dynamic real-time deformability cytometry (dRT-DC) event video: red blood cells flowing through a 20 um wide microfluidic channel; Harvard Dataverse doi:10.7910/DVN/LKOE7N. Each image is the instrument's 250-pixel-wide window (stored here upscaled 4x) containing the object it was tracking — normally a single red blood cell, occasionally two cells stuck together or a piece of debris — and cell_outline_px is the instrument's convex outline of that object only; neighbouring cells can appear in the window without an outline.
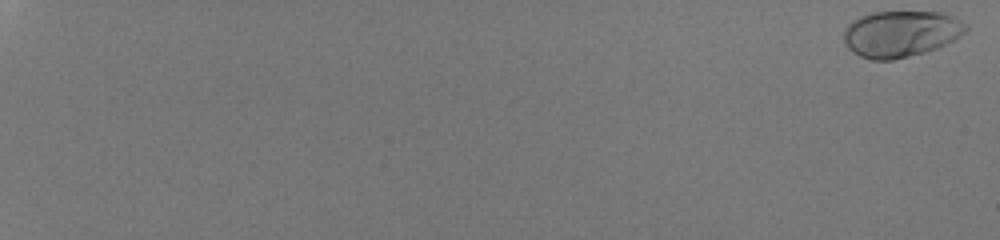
{"species": "human", "species_latin": "Homo sapiens", "temperature_condition": "room temperature", "stored_images_in_passage": 56, "camera_frame_rate_fps": 3000, "um_per_image_px": 0.085, "donor": {"sex": "male"}, "frame": {"image": 1, "passage_image": 1, "time_ms": 0.0, "image_size_px": [1000, 240], "cell_outline_px": [[968, 28], [964, 32], [952, 40], [936, 48], [924, 52], [892, 60], [872, 60], [860, 56], [852, 52], [848, 48], [844, 40], [844, 28], [852, 20], [860, 16], [872, 12], [940, 12], [952, 16], [964, 24]], "centroid_in_image_um": [76.5, 2.87], "position_along_channel_um": 8.5, "area_um2": 32.66}}
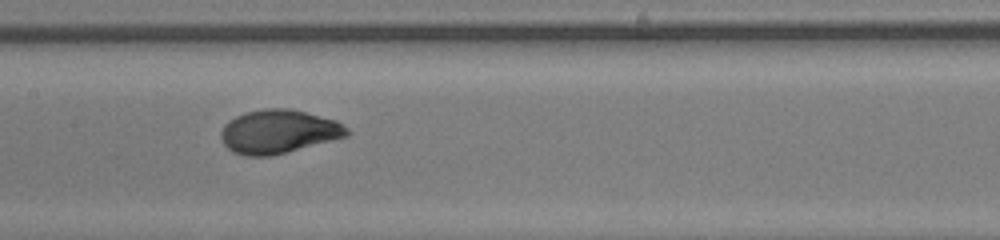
{"frame": {"image": 2, "passage_image": 34, "time_ms": 11.0, "image_size_px": [1000, 240], "cell_outline_px": [[348, 136], [268, 156], [244, 156], [232, 152], [224, 144], [220, 136], [220, 132], [224, 124], [228, 120], [244, 112], [268, 108], [288, 108], [336, 120], [348, 128]], "centroid_in_image_um": [23.63, 11.18], "position_along_channel_um": 183.8, "area_um2": 31.79}}
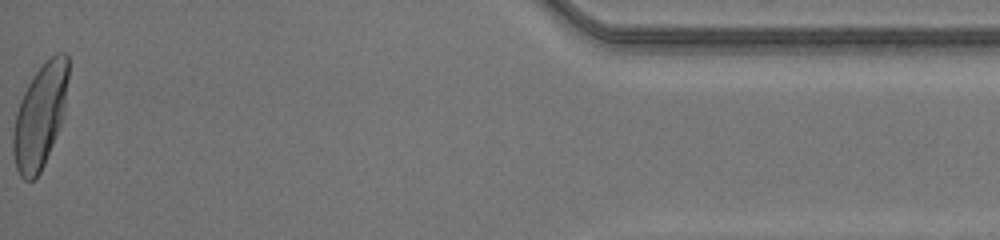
{"frame": {"image": 3, "passage_image": 56, "time_ms": 18.333, "image_size_px": [1000, 240], "cell_outline_px": [[68, 76], [64, 108], [60, 124], [44, 164], [40, 172], [32, 180], [24, 180], [20, 176], [16, 168], [12, 152], [12, 136], [16, 112], [20, 100], [28, 84], [36, 72], [56, 52], [64, 52], [68, 56]], "centroid_in_image_um": [3.38, 9.87], "position_along_channel_um": 431.8, "area_um2": 32.83}, "authors_computed_cell_mechanics": {"area_um2": 31.6166, "velocity_mm_per_s": 4.2072, "shape_relaxation_time_tau1_ms": 2.1066, "shape_relaxation_time_tau2_ms": null, "deformation_change_tau1": 0.1593, "deformation_change_tau2": null}}